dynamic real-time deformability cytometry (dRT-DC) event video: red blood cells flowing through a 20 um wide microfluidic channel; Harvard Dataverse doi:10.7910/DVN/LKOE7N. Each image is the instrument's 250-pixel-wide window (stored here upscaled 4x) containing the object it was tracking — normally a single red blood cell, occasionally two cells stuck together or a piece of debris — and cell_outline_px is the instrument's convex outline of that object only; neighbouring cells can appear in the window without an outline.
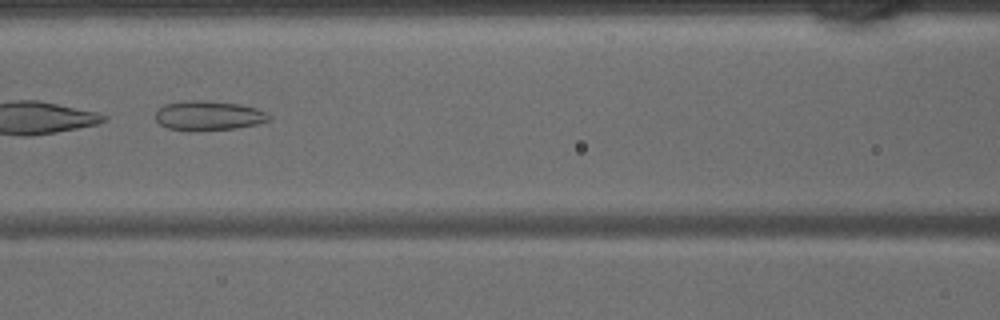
{"species": "common noctule bat (a hibernating species)", "species_latin": "Nyctalus noctula", "temperature_condition": "warm", "stored_images_in_passage": 43, "camera_frame_rate_fps": 3000, "um_per_image_px": 0.085, "animal": {"sex": "male", "body_mass_g": 15.6}, "frame": {"image": 1, "passage_image": 19, "time_ms": 6.0, "image_size_px": [1000, 320], "cell_outline_px": [[272, 116], [268, 120], [256, 124], [236, 128], [168, 128], [160, 124], [156, 120], [156, 112], [164, 104], [188, 100], [200, 100], [240, 104], [256, 108]], "centroid_in_image_um": [17.74, 9.78], "position_along_channel_um": 148.9, "area_um2": 18.61}}